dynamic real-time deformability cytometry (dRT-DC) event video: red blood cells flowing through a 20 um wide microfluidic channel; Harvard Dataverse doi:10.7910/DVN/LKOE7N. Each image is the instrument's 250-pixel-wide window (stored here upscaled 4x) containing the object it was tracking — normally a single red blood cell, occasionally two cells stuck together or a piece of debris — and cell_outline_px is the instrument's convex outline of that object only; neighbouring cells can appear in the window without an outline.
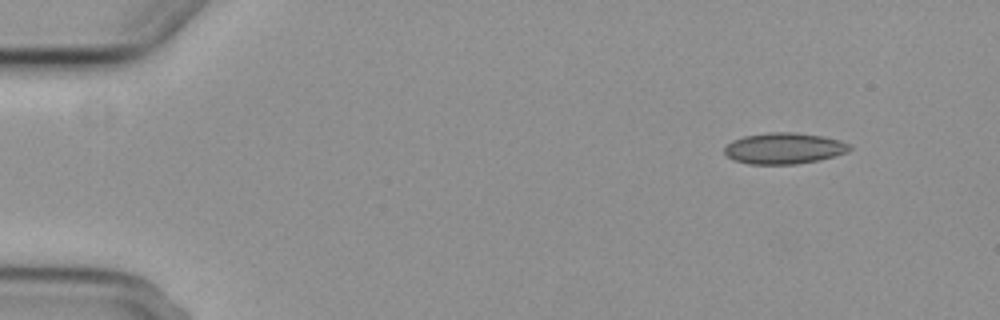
{"species": "common noctule bat (a hibernating species)", "species_latin": "Nyctalus noctula", "temperature_condition": "cold", "stored_images_in_passage": 5, "camera_frame_rate_fps": 3000, "um_per_image_px": 0.085, "animal": {"sex": "female", "body_mass_g": 29.2, "forearm_length_mm": 56.3}, "frame": {"image": 1, "passage_image": 1, "time_ms": 0.0, "image_size_px": [1000, 320], "cell_outline_px": [[852, 148], [848, 152], [820, 160], [796, 164], [748, 164], [732, 160], [724, 152], [724, 148], [732, 140], [744, 136], [768, 132], [796, 132], [824, 136], [840, 140], [852, 144]], "centroid_in_image_um": [66.67, 12.6], "position_along_channel_um": 18.3, "area_um2": 23.0}}
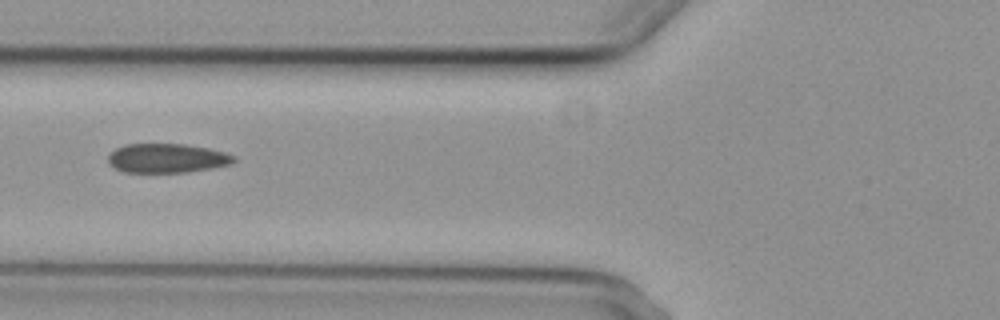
{"frame": {"image": 2, "passage_image": 5, "time_ms": 5.333, "image_size_px": [1000, 320], "cell_outline_px": [[236, 160], [228, 164], [212, 168], [188, 172], [124, 172], [108, 164], [108, 156], [116, 148], [124, 144], [184, 144], [208, 148], [224, 152], [236, 156]], "centroid_in_image_um": [14.18, 13.44], "position_along_channel_um": 111.6, "area_um2": 21.33}}